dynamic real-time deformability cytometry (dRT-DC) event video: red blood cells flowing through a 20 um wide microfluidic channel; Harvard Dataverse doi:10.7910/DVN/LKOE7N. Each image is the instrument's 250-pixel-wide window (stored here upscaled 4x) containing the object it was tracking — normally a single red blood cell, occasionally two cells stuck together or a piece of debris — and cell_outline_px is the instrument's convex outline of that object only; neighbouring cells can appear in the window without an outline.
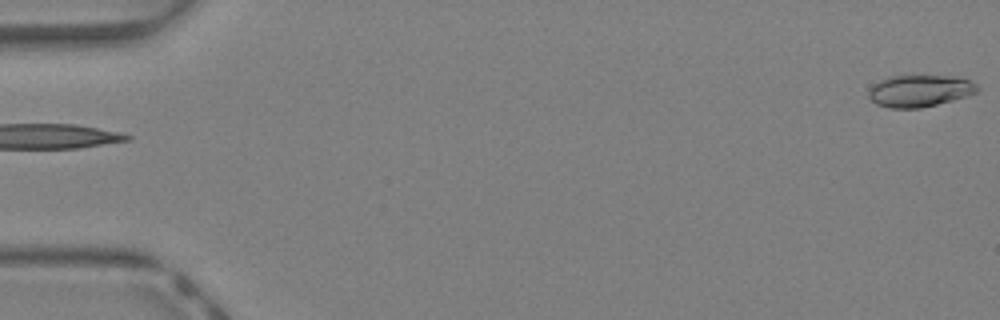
{"species": "Egyptian fruit bat (a non-hibernating species)", "species_latin": "Rousettus aegyptiacus", "temperature_condition": "warm", "stored_images_in_passage": 13, "camera_frame_rate_fps": 3000, "um_per_image_px": 0.085, "animal": {"sex": "female"}, "frame": {"image": 1, "passage_image": 1, "time_ms": 0.0, "image_size_px": [1000, 320], "cell_outline_px": [[980, 88], [976, 92], [952, 100], [920, 108], [888, 108], [876, 104], [868, 96], [868, 92], [872, 84], [888, 76], [960, 76], [972, 80]], "centroid_in_image_um": [78.16, 7.71], "position_along_channel_um": 6.8, "area_um2": 20.29}}
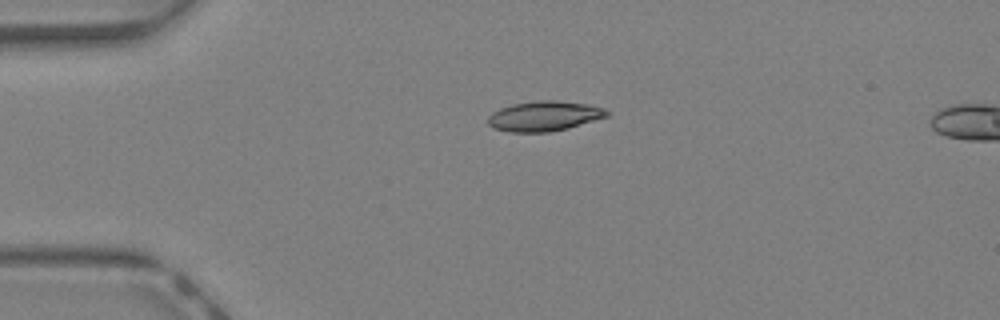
{"frame": {"image": 2, "passage_image": 11, "time_ms": 3.333, "image_size_px": [1000, 320], "cell_outline_px": [[608, 116], [568, 128], [548, 132], [512, 132], [492, 128], [488, 124], [488, 116], [492, 112], [500, 108], [512, 104], [540, 100], [556, 100], [588, 104], [604, 108], [608, 112]], "centroid_in_image_um": [46.23, 9.86], "position_along_channel_um": 38.8, "area_um2": 20.75}}